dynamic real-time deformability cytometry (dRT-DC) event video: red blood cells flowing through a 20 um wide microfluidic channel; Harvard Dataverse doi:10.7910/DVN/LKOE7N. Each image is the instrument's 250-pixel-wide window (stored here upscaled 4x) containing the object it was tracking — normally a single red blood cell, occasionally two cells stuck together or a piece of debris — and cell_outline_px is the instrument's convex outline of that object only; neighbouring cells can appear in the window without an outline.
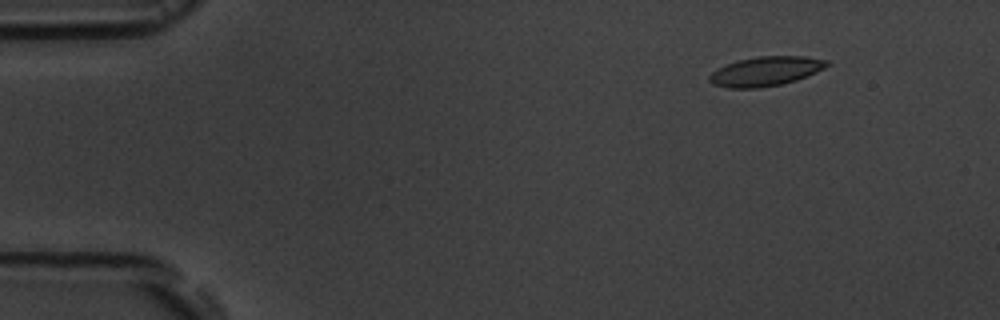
{"species": "common noctule bat (a hibernating species)", "species_latin": "Nyctalus noctula", "temperature_condition": "room temperature", "stored_images_in_passage": 4, "camera_frame_rate_fps": 3000, "um_per_image_px": 0.085, "animal": {"sex": "male", "body_mass_g": 19.5, "forearm_length_mm": 54.6}, "frame": {"image": 1, "passage_image": 1, "time_ms": 0.0, "image_size_px": [1000, 320], "cell_outline_px": [[832, 64], [808, 76], [796, 80], [780, 84], [760, 88], [728, 88], [712, 84], [708, 80], [708, 76], [716, 68], [740, 60], [756, 56], [804, 56], [828, 60]], "centroid_in_image_um": [65.09, 6.06], "position_along_channel_um": 19.9, "area_um2": 20.23}}